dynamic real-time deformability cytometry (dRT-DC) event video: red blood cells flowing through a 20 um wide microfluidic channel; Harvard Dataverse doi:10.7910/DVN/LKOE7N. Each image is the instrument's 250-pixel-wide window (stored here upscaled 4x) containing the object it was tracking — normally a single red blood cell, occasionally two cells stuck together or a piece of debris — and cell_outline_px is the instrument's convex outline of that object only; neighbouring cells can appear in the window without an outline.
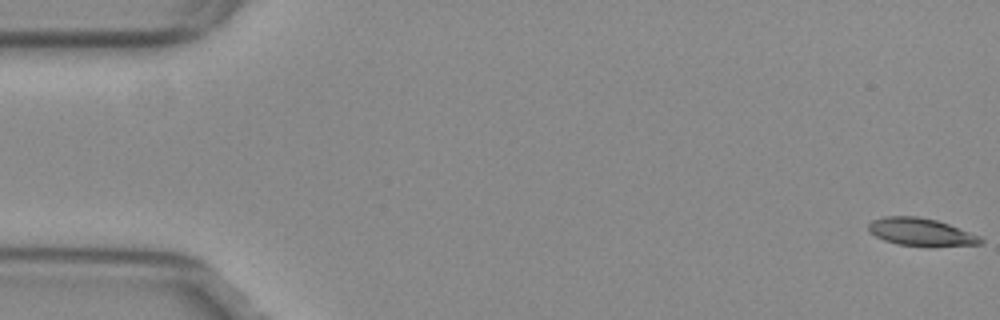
{"species": "common noctule bat (a hibernating species)", "species_latin": "Nyctalus noctula", "temperature_condition": "warm", "stored_images_in_passage": 54, "camera_frame_rate_fps": 3000, "um_per_image_px": 0.085, "animal": {"sex": "female", "body_mass_g": 29.2, "forearm_length_mm": 56.3}, "frame": {"image": 1, "passage_image": 1, "time_ms": 0.0, "image_size_px": [1000, 320], "cell_outline_px": [[984, 240], [980, 244], [928, 248], [896, 244], [884, 240], [868, 232], [868, 224], [872, 220], [884, 216], [916, 216], [936, 220], [948, 224], [980, 236]], "centroid_in_image_um": [78.27, 19.75], "position_along_channel_um": 6.7, "area_um2": 18.5}}
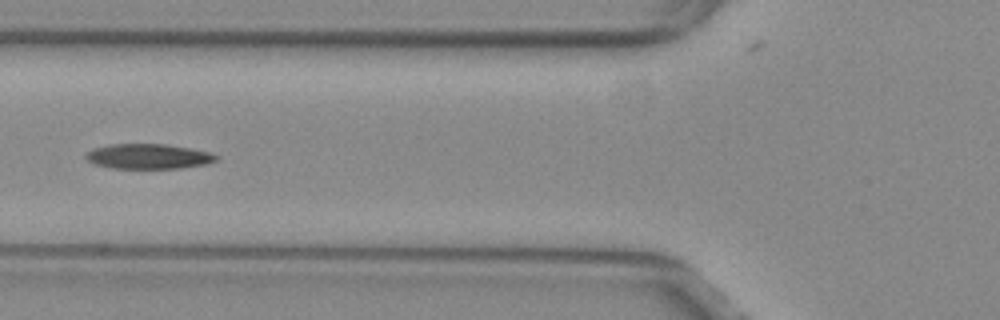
{"frame": {"image": 2, "passage_image": 21, "time_ms": 6.667, "image_size_px": [1000, 320], "cell_outline_px": [[220, 156], [216, 160], [208, 164], [180, 168], [112, 168], [92, 164], [84, 156], [92, 148], [108, 144], [164, 144], [192, 148], [212, 152]], "centroid_in_image_um": [12.63, 13.29], "position_along_channel_um": 113.2, "area_um2": 19.25}}
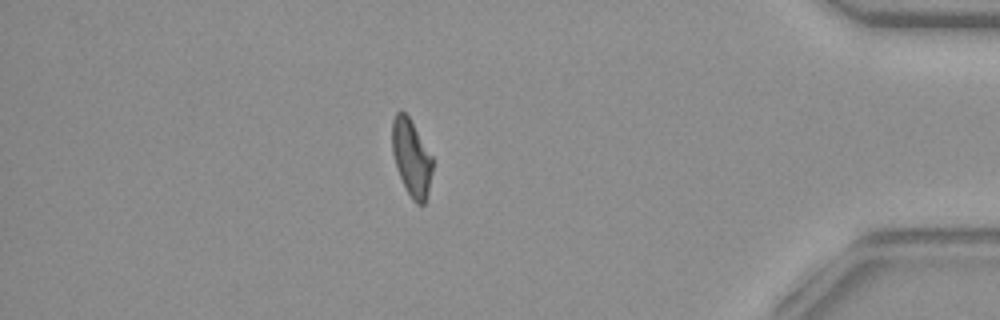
{"frame": {"image": 3, "passage_image": 47, "time_ms": 15.333, "image_size_px": [1000, 320], "cell_outline_px": [[432, 172], [424, 204], [416, 204], [412, 200], [396, 168], [392, 152], [392, 120], [396, 112], [404, 112], [408, 116], [432, 156]], "centroid_in_image_um": [34.95, 13.4], "position_along_channel_um": 400.2, "area_um2": 17.69}, "authors_computed_cell_mechanics": {"area_um2": 19.0451, "velocity_mm_per_s": 3.8186, "shape_relaxation_time_tau1_ms": null, "shape_relaxation_time_tau2_ms": 5.1354, "deformation_change_tau1": null, "deformation_change_tau2": 0.1249}}